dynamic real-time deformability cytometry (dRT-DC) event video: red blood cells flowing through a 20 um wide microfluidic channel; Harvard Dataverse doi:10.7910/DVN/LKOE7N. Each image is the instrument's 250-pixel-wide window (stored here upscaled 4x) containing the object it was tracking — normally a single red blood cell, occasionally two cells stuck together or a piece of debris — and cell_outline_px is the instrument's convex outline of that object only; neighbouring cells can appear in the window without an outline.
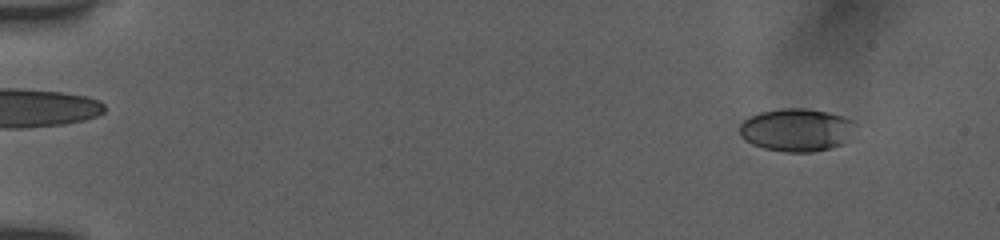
{"species": "human", "species_latin": "Homo sapiens", "temperature_condition": "room temperature", "stored_images_in_passage": 53, "camera_frame_rate_fps": 3000, "um_per_image_px": 0.085, "donor": {"sex": "female"}, "frame": {"image": 1, "passage_image": 5, "time_ms": 1.333, "image_size_px": [1000, 240], "cell_outline_px": [[852, 120], [844, 144], [832, 148], [812, 152], [784, 152], [764, 148], [752, 144], [744, 140], [740, 136], [740, 124], [748, 116], [760, 112], [780, 108], [808, 108], [828, 112], [844, 116]], "centroid_in_image_um": [67.62, 11.04], "position_along_channel_um": 17.4, "area_um2": 28.78}}
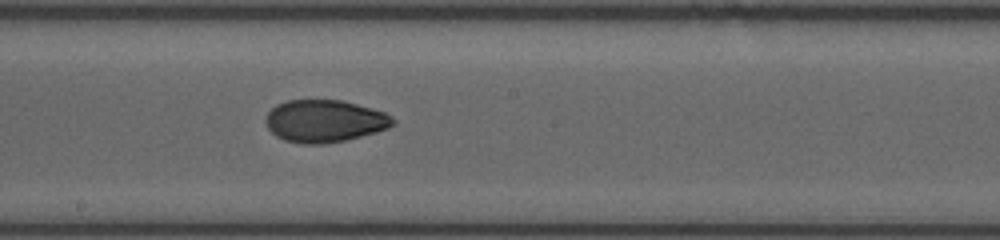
{"frame": {"image": 2, "passage_image": 31, "time_ms": 10.0, "image_size_px": [1000, 240], "cell_outline_px": [[396, 124], [388, 128], [376, 132], [344, 140], [324, 144], [304, 144], [284, 140], [276, 136], [268, 128], [264, 120], [268, 112], [276, 104], [288, 100], [344, 100], [384, 112], [392, 116], [396, 120]], "centroid_in_image_um": [27.59, 10.28], "position_along_channel_um": 220.6, "area_um2": 31.5}}
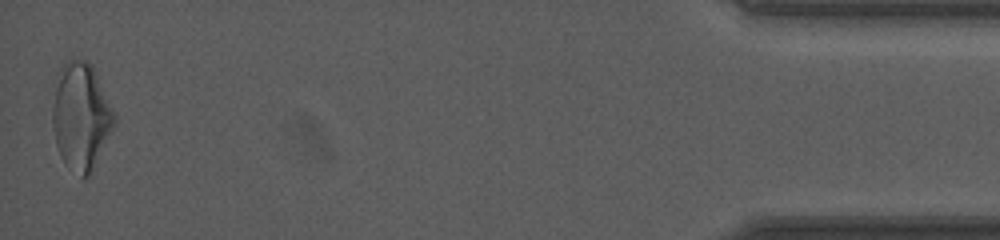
{"frame": {"image": 3, "passage_image": 53, "time_ms": 17.333, "image_size_px": [1000, 240], "cell_outline_px": [[116, 124], [92, 172], [88, 176], [84, 176], [64, 164], [60, 156], [56, 144], [52, 124], [52, 108], [56, 72], [72, 56], [88, 60], [116, 116]], "centroid_in_image_um": [6.86, 9.86], "position_along_channel_um": 428.3, "area_um2": 38.67}, "authors_computed_cell_mechanics": {"area_um2": 31.501, "velocity_mm_per_s": 3.931, "shape_relaxation_time_tau1_ms": 5.3373, "shape_relaxation_time_tau2_ms": 2.3154, "deformation_change_tau1": 0.1584, "deformation_change_tau2": 0.0595}}